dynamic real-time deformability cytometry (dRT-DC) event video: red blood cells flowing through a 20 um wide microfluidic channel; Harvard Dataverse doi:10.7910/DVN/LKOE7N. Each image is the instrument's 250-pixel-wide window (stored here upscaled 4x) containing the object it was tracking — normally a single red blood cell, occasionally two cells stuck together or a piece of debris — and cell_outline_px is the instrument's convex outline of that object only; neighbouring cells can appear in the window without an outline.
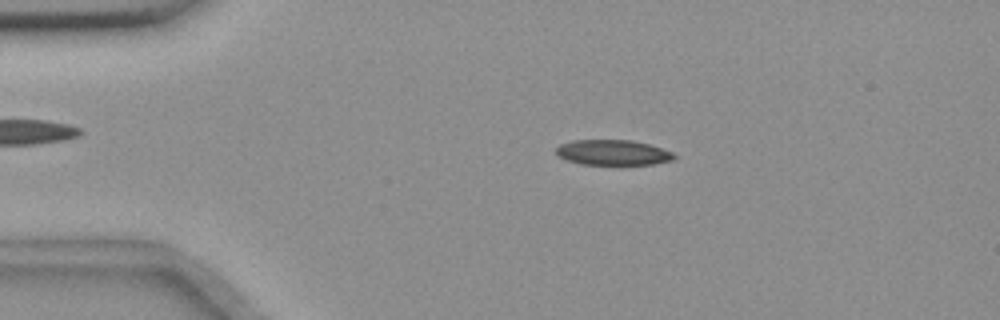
{"species": "common noctule bat (a hibernating species)", "species_latin": "Nyctalus noctula", "temperature_condition": "room temperature", "stored_images_in_passage": 54, "camera_frame_rate_fps": 3000, "um_per_image_px": 0.085, "animal": {"sex": "female", "body_mass_g": 18.4}, "frame": {"image": 1, "passage_image": 10, "time_ms": 3.0, "image_size_px": [1000, 320], "cell_outline_px": [[676, 160], [652, 164], [580, 164], [568, 160], [560, 156], [556, 152], [556, 148], [560, 144], [572, 140], [632, 140], [648, 144], [672, 152], [676, 156]], "centroid_in_image_um": [52.12, 12.96], "position_along_channel_um": 32.9, "area_um2": 17.28}}
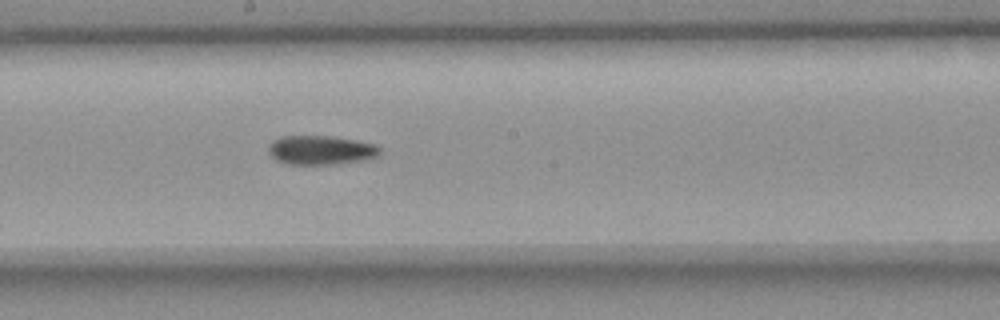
{"frame": {"image": 2, "passage_image": 29, "time_ms": 9.333, "image_size_px": [1000, 320], "cell_outline_px": [[380, 152], [376, 156], [360, 160], [340, 164], [284, 164], [276, 160], [268, 152], [268, 144], [272, 140], [280, 136], [332, 136], [356, 140], [376, 144], [380, 148]], "centroid_in_image_um": [27.22, 12.75], "position_along_channel_um": 221.0, "area_um2": 19.02}}
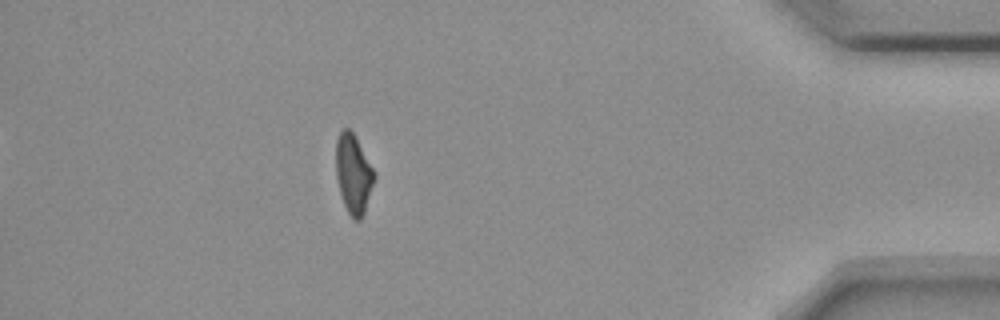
{"frame": {"image": 3, "passage_image": 48, "time_ms": 15.667, "image_size_px": [1000, 320], "cell_outline_px": [[376, 176], [364, 212], [360, 220], [356, 220], [348, 212], [344, 204], [340, 192], [336, 176], [336, 140], [340, 132], [344, 128], [348, 128], [352, 132], [372, 168]], "centroid_in_image_um": [30.02, 14.79], "position_along_channel_um": 405.2, "area_um2": 17.17}, "authors_computed_cell_mechanics": {"area_um2": 18.4093, "velocity_mm_per_s": 3.6654, "shape_relaxation_time_tau1_ms": 5.7871, "shape_relaxation_time_tau2_ms": null, "deformation_change_tau1": 0.1416, "deformation_change_tau2": null}}